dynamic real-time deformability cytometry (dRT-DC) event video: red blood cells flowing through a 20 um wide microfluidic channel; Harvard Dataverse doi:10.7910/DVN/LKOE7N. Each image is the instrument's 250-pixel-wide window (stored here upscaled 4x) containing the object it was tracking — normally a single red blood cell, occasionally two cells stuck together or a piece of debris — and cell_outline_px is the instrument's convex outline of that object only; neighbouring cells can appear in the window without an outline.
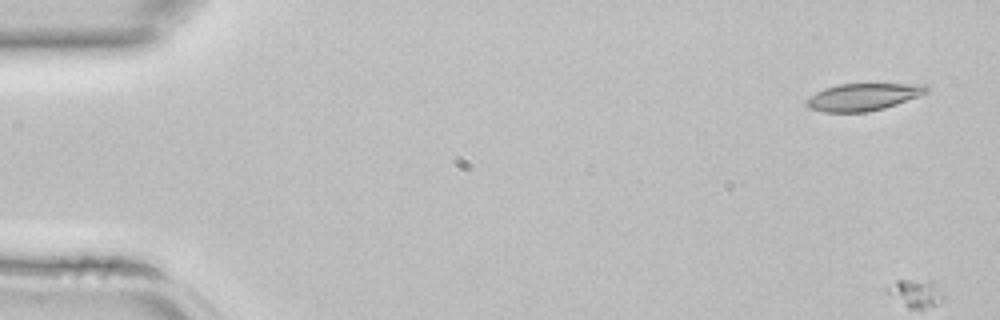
{"species": "common noctule bat (a hibernating species)", "species_latin": "Nyctalus noctula", "temperature_condition": "room temperature", "stored_images_in_passage": 4, "camera_frame_rate_fps": 3000, "um_per_image_px": 0.085, "animal": {"sex": "female", "body_mass_g": 22.7, "forearm_length_mm": 54.2}, "frame": {"image": 1, "passage_image": 1, "time_ms": 0.0, "image_size_px": [1000, 320], "cell_outline_px": [[928, 92], [896, 104], [884, 108], [868, 112], [824, 112], [808, 108], [804, 104], [816, 92], [824, 88], [836, 84], [928, 84]], "centroid_in_image_um": [73.35, 8.24], "position_along_channel_um": 11.6, "area_um2": 18.96}}